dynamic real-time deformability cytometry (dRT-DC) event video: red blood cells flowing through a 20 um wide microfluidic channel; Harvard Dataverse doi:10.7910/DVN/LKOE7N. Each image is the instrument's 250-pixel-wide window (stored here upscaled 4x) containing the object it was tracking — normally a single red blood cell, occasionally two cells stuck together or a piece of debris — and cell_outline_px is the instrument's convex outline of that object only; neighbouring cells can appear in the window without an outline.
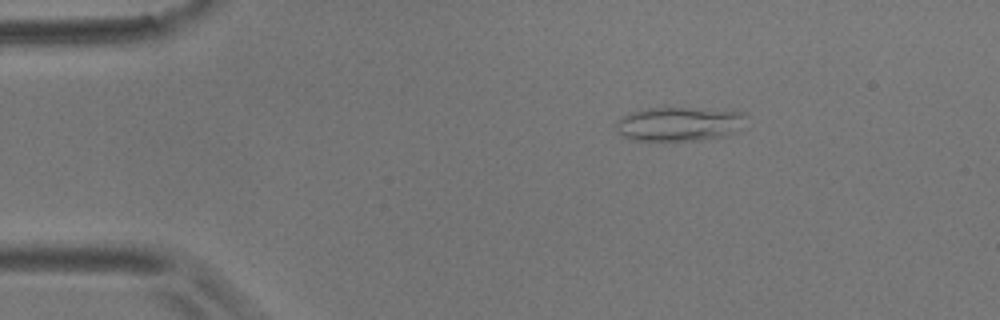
{"species": "common noctule bat (a hibernating species)", "species_latin": "Nyctalus noctula", "temperature_condition": "room temperature", "stored_images_in_passage": 5, "camera_frame_rate_fps": 3000, "um_per_image_px": 0.085, "animal": {"sex": "male", "body_mass_g": 17.9}, "frame": {"image": 1, "passage_image": 3, "time_ms": 0.667, "image_size_px": [1000, 320], "cell_outline_px": [[744, 116], [736, 132], [724, 136], [700, 140], [632, 140], [624, 136], [616, 128], [616, 120], [632, 112], [648, 108], [688, 108], [744, 112]], "centroid_in_image_um": [57.68, 10.54], "position_along_channel_um": 27.3, "area_um2": 25.26}}